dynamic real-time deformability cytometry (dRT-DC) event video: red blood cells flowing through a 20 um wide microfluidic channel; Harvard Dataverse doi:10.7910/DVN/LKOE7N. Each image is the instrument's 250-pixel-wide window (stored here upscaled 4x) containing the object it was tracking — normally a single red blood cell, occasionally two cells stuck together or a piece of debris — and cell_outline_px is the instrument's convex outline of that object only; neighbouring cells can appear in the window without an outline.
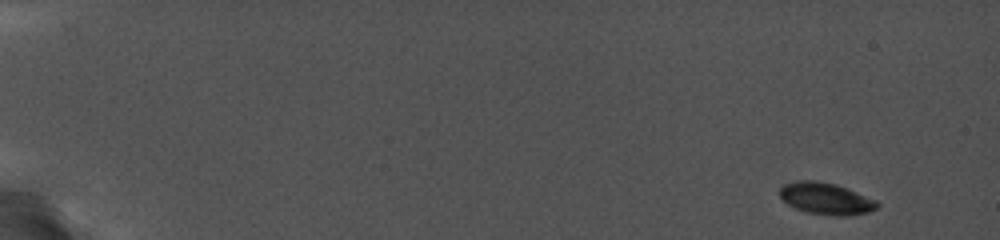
{"species": "common noctule bat (a hibernating species)", "species_latin": "Nyctalus noctula", "temperature_condition": "cold", "stored_images_in_passage": 28, "camera_frame_rate_fps": 5000, "um_per_image_px": 0.085, "animal": {"sex": "female", "body_mass_g": 19.0, "forearm_length_mm": 56.7}, "frame": {"image": 1, "passage_image": 1, "time_ms": 0.0, "image_size_px": [1000, 240], "cell_outline_px": [[880, 204], [876, 208], [868, 212], [808, 212], [796, 208], [788, 204], [780, 196], [780, 188], [784, 184], [800, 180], [812, 180], [836, 184], [876, 200]], "centroid_in_image_um": [70.14, 16.8], "position_along_channel_um": 14.9, "area_um2": 16.76}}
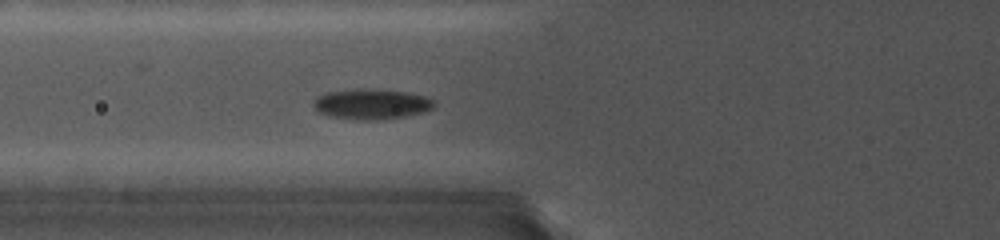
{"frame": {"image": 2, "passage_image": 13, "time_ms": 6.8, "image_size_px": [1000, 240], "cell_outline_px": [[436, 104], [432, 108], [424, 112], [380, 120], [356, 120], [332, 116], [320, 112], [312, 104], [312, 100], [316, 96], [328, 92], [356, 88], [372, 88], [408, 92], [424, 96], [432, 100]], "centroid_in_image_um": [31.55, 8.83], "position_along_channel_um": 94.2, "area_um2": 21.44}}
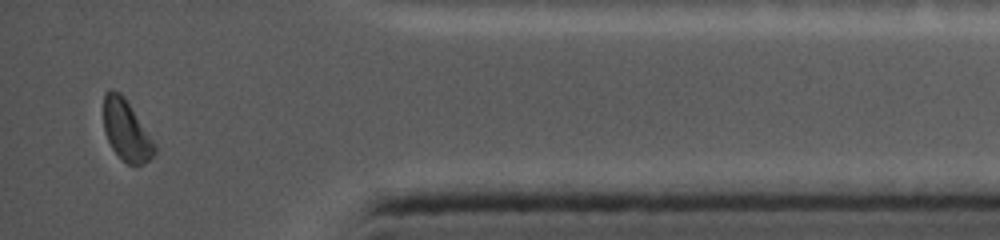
{"frame": {"image": 3, "passage_image": 28, "time_ms": 16.0, "image_size_px": [1000, 240], "cell_outline_px": [[156, 152], [144, 164], [136, 168], [128, 164], [112, 148], [104, 132], [104, 92], [108, 88], [112, 88], [120, 92], [124, 96], [156, 144]], "centroid_in_image_um": [10.74, 11.08], "position_along_channel_um": 424.5, "area_um2": 18.21}, "authors_computed_cell_mechanics": {"area_um2": 18.6116, "velocity_mm_per_s": 3.7259, "shape_relaxation_time_tau1_ms": 2.1223, "shape_relaxation_time_tau2_ms": null, "deformation_change_tau1": 0.0621, "deformation_change_tau2": null}}